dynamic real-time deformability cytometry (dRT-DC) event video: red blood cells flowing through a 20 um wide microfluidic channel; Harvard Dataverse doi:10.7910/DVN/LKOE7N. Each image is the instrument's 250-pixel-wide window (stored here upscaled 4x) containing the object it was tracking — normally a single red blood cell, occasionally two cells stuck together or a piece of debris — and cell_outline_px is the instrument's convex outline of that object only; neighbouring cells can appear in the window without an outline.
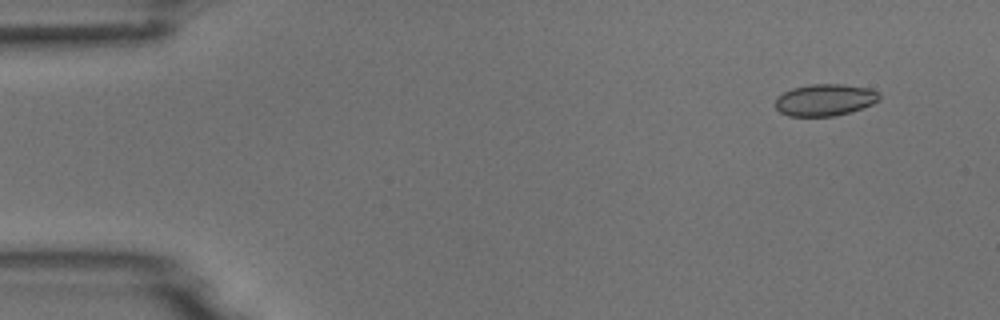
{"species": "common noctule bat (a hibernating species)", "species_latin": "Nyctalus noctula", "temperature_condition": "room temperature", "stored_images_in_passage": 5, "camera_frame_rate_fps": 3000, "um_per_image_px": 0.085, "animal": {"sex": "male", "body_mass_g": 18.8}, "frame": {"image": 1, "passage_image": 2, "time_ms": 1.333, "image_size_px": [1000, 320], "cell_outline_px": [[880, 100], [872, 104], [836, 116], [788, 116], [780, 112], [776, 108], [776, 96], [792, 88], [808, 84], [844, 84], [868, 88], [876, 92], [880, 96]], "centroid_in_image_um": [70.08, 8.49], "position_along_channel_um": 14.9, "area_um2": 19.25}}